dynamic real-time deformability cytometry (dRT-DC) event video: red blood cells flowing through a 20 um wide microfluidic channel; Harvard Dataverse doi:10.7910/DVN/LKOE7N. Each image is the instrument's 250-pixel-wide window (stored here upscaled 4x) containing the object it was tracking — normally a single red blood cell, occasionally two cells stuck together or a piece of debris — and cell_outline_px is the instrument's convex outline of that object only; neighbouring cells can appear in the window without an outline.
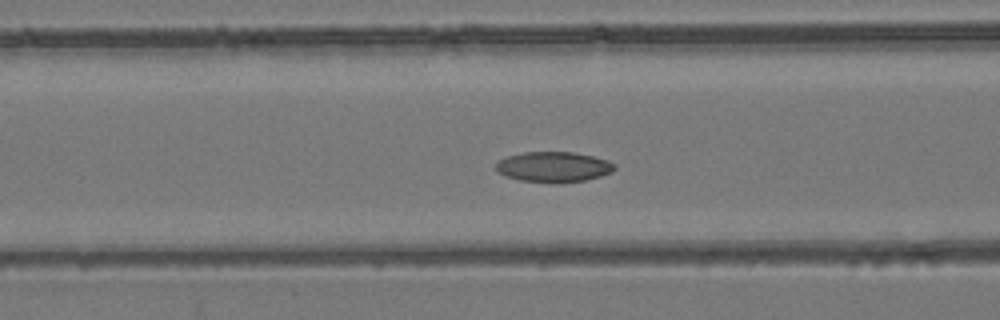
{"species": "common noctule bat (a hibernating species)", "species_latin": "Nyctalus noctula", "temperature_condition": "room temperature", "stored_images_in_passage": 57, "camera_frame_rate_fps": 3000, "um_per_image_px": 0.085, "animal": {"sex": "female", "body_mass_g": 24.6, "forearm_length_mm": 56.2}, "frame": {"image": 1, "passage_image": 24, "time_ms": 7.667, "image_size_px": [1000, 320], "cell_outline_px": [[616, 168], [612, 172], [600, 176], [584, 180], [560, 184], [520, 180], [504, 176], [496, 172], [496, 164], [500, 160], [508, 156], [524, 152], [572, 152], [592, 156], [608, 160], [616, 164]], "centroid_in_image_um": [47.06, 14.2], "position_along_channel_um": 119.5, "area_um2": 21.15}}
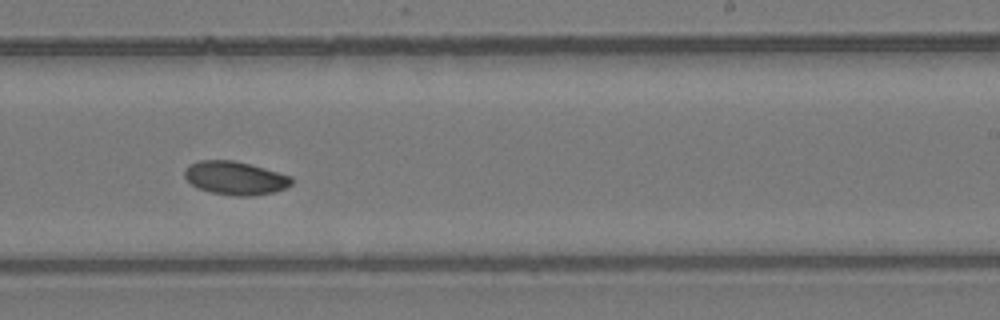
{"frame": {"image": 2, "passage_image": 36, "time_ms": 11.667, "image_size_px": [1000, 320], "cell_outline_px": [[292, 184], [276, 192], [252, 196], [236, 196], [212, 192], [196, 188], [184, 176], [184, 172], [192, 164], [200, 160], [232, 160], [264, 168], [292, 176]], "centroid_in_image_um": [20.02, 15.15], "position_along_channel_um": 269.0, "area_um2": 20.63}}
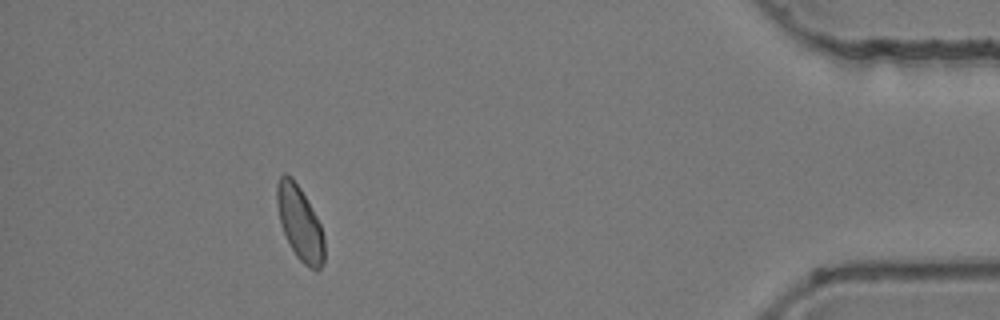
{"frame": {"image": 3, "passage_image": 52, "time_ms": 17.0, "image_size_px": [1000, 320], "cell_outline_px": [[324, 260], [320, 268], [316, 272], [304, 264], [296, 256], [280, 224], [276, 204], [276, 184], [280, 176], [284, 172], [292, 176], [300, 188], [316, 216], [320, 224], [324, 236]], "centroid_in_image_um": [25.47, 18.94], "position_along_channel_um": 409.7, "area_um2": 20.46}, "authors_computed_cell_mechanics": {"area_um2": 20.6346, "velocity_mm_per_s": 3.7403, "shape_relaxation_time_tau1_ms": null, "shape_relaxation_time_tau2_ms": 5.4805, "deformation_change_tau1": null, "deformation_change_tau2": 0.0599}}